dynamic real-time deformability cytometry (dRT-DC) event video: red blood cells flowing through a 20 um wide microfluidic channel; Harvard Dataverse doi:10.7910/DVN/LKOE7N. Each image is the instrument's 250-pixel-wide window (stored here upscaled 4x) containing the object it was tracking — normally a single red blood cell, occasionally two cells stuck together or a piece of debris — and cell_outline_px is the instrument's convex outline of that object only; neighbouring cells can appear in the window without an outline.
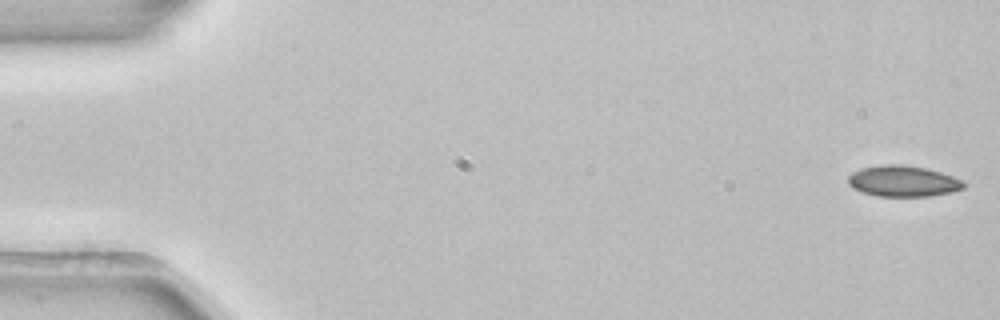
{"species": "common noctule bat (a hibernating species)", "species_latin": "Nyctalus noctula", "temperature_condition": "room temperature", "stored_images_in_passage": 3, "camera_frame_rate_fps": 3000, "um_per_image_px": 0.085, "animal": {"sex": "female", "body_mass_g": 22.7, "forearm_length_mm": 54.2}, "frame": {"image": 1, "passage_image": 1, "time_ms": 0.0, "image_size_px": [1000, 320], "cell_outline_px": [[964, 188], [952, 192], [932, 196], [876, 196], [852, 188], [848, 184], [848, 176], [852, 172], [860, 168], [880, 164], [900, 164], [924, 168], [940, 172], [964, 180]], "centroid_in_image_um": [76.74, 15.39], "position_along_channel_um": 8.3, "area_um2": 20.98}}